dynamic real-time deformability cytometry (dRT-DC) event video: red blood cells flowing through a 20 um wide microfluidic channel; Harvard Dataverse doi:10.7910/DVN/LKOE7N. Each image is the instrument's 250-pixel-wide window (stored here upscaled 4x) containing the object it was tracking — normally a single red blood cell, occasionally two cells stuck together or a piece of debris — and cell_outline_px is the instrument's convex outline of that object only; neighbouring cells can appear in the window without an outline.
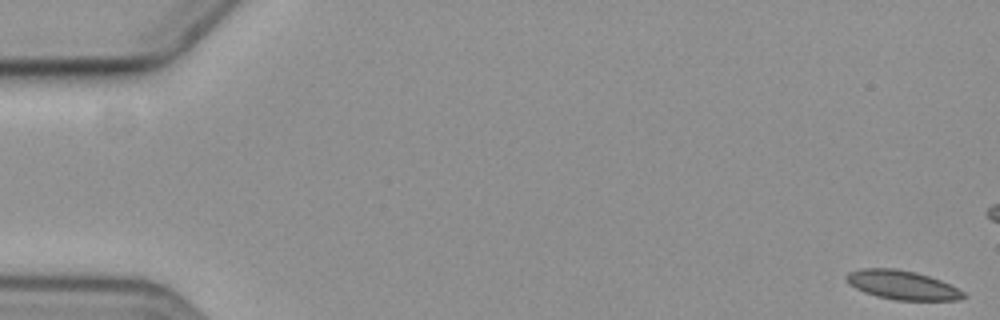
{"species": "common noctule bat (a hibernating species)", "species_latin": "Nyctalus noctula", "temperature_condition": "cold", "stored_images_in_passage": 6, "camera_frame_rate_fps": 3000, "um_per_image_px": 0.085, "animal": {"sex": "female", "body_mass_g": 19.3, "forearm_length_mm": 54.1}, "frame": {"image": 1, "passage_image": 1, "time_ms": 0.0, "image_size_px": [1000, 320], "cell_outline_px": [[968, 296], [960, 300], [896, 300], [876, 296], [864, 292], [848, 284], [844, 280], [844, 276], [848, 272], [860, 268], [896, 268], [916, 272], [940, 280], [964, 292]], "centroid_in_image_um": [76.64, 24.22], "position_along_channel_um": 8.4, "area_um2": 19.94}}